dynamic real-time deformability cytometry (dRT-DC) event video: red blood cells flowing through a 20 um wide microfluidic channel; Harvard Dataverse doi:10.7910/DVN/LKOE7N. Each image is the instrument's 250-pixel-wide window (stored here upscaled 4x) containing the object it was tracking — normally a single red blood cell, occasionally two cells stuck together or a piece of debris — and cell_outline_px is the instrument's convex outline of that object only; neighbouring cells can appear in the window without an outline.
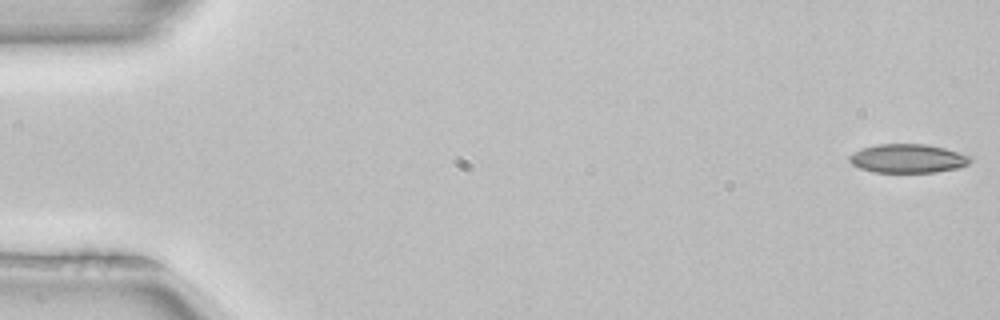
{"species": "common noctule bat (a hibernating species)", "species_latin": "Nyctalus noctula", "temperature_condition": "room temperature", "stored_images_in_passage": 5, "camera_frame_rate_fps": 3000, "um_per_image_px": 0.085, "animal": {"sex": "female", "body_mass_g": 22.7, "forearm_length_mm": 54.2}, "frame": {"image": 1, "passage_image": 1, "time_ms": 0.0, "image_size_px": [1000, 320], "cell_outline_px": [[976, 160], [960, 168], [936, 172], [872, 172], [860, 168], [852, 164], [848, 160], [848, 156], [864, 148], [876, 144], [924, 144], [944, 148], [972, 156]], "centroid_in_image_um": [77.22, 13.48], "position_along_channel_um": 7.8, "area_um2": 20.4}}
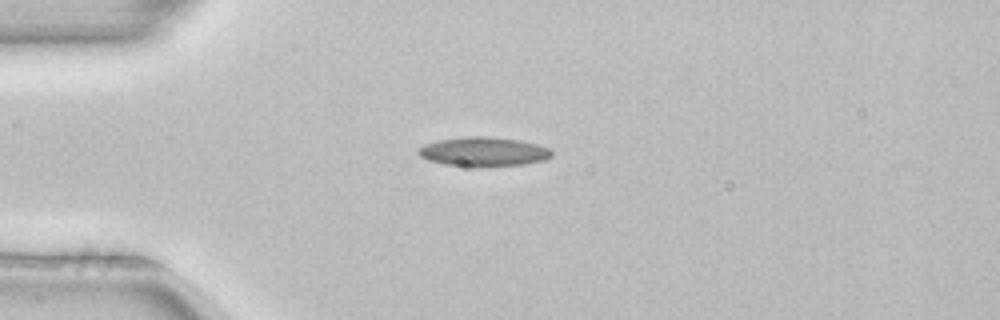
{"frame": {"image": 2, "passage_image": 3, "time_ms": 0.667, "image_size_px": [1000, 320], "cell_outline_px": [[552, 156], [544, 160], [524, 164], [444, 164], [428, 160], [420, 156], [416, 152], [416, 148], [424, 144], [436, 140], [460, 136], [488, 136], [520, 140], [536, 144], [548, 148], [552, 152]], "centroid_in_image_um": [41.04, 12.84], "position_along_channel_um": 44.0, "area_um2": 22.14}}